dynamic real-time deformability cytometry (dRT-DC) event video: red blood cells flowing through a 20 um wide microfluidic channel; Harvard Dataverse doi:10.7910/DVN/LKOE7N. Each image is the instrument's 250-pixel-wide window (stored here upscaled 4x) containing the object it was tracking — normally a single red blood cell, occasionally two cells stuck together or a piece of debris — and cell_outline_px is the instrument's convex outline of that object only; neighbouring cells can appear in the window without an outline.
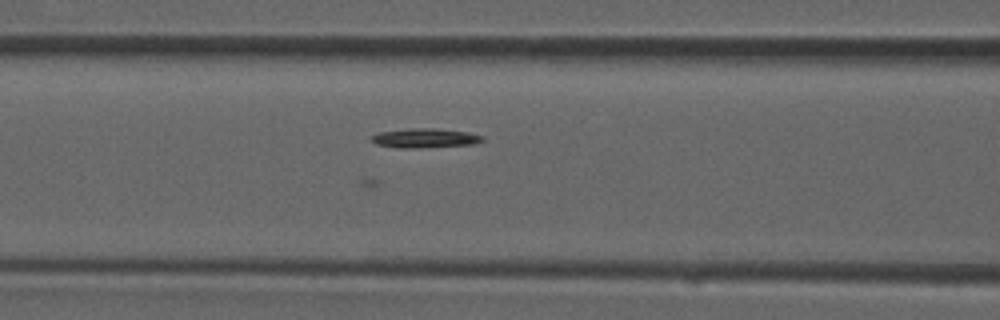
{"species": "common noctule bat (a hibernating species)", "species_latin": "Nyctalus noctula", "temperature_condition": "room temperature", "stored_images_in_passage": 36, "camera_frame_rate_fps": 3000, "um_per_image_px": 0.085, "animal": {"sex": "male", "forearm_length_mm": 52.5}, "frame": {"image": 1, "passage_image": 14, "time_ms": 4.333, "image_size_px": [1000, 320], "cell_outline_px": [[484, 140], [472, 144], [420, 148], [396, 148], [376, 144], [372, 140], [372, 136], [380, 132], [408, 128], [436, 128], [468, 132], [484, 136]], "centroid_in_image_um": [36.13, 11.74], "position_along_channel_um": 130.5, "area_um2": 12.54}}
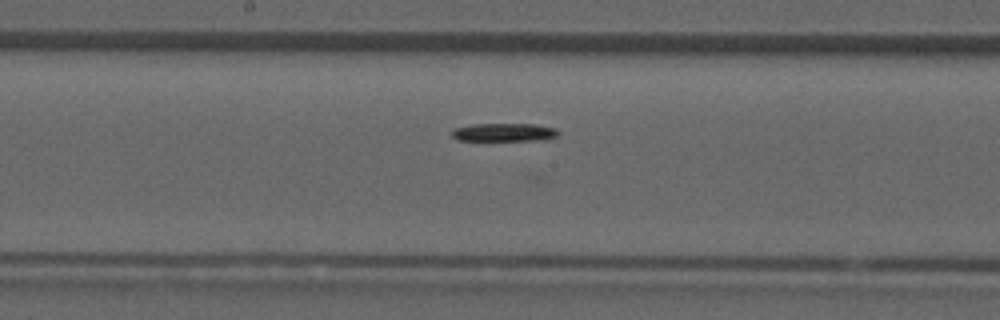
{"frame": {"image": 2, "passage_image": 18, "time_ms": 5.667, "image_size_px": [1000, 320], "cell_outline_px": [[560, 132], [556, 136], [536, 140], [456, 140], [452, 136], [452, 128], [472, 124], [536, 124], [556, 128]], "centroid_in_image_um": [42.81, 11.23], "position_along_channel_um": 205.4, "area_um2": 11.21}}
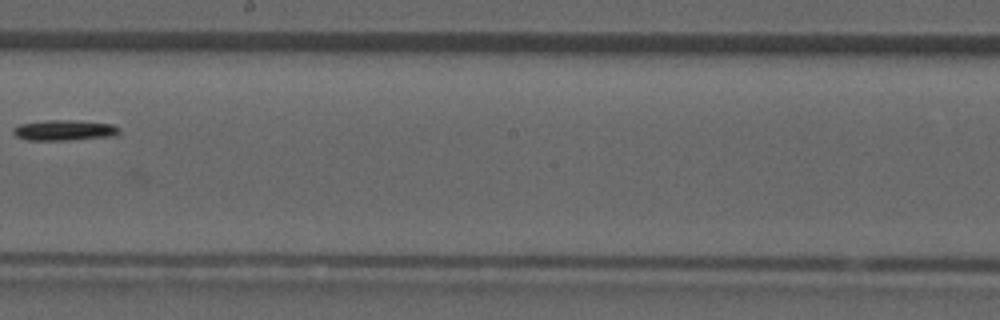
{"frame": {"image": 3, "passage_image": 20, "time_ms": 6.333, "image_size_px": [1000, 320], "cell_outline_px": [[120, 132], [116, 136], [72, 140], [24, 140], [16, 136], [12, 132], [12, 128], [20, 124], [44, 120], [76, 120], [112, 124], [120, 128]], "centroid_in_image_um": [5.47, 11.07], "position_along_channel_um": 242.7, "area_um2": 12.95}}